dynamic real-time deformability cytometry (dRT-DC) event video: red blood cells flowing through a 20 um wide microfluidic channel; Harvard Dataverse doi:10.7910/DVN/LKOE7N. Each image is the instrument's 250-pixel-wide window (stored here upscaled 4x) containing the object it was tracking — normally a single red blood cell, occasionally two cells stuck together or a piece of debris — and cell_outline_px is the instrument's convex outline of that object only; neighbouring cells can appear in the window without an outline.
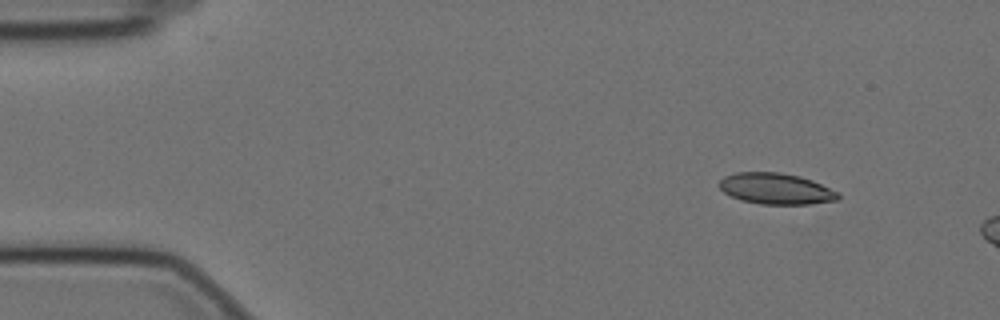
{"species": "Egyptian fruit bat (a non-hibernating species)", "species_latin": "Rousettus aegyptiacus", "temperature_condition": "cold", "stored_images_in_passage": 6, "camera_frame_rate_fps": 3000, "um_per_image_px": 0.085, "animal": {"sex": "female"}, "frame": {"image": 1, "passage_image": 1, "time_ms": 0.0, "image_size_px": [1000, 320], "cell_outline_px": [[840, 196], [836, 200], [808, 204], [760, 204], [740, 200], [724, 192], [720, 188], [720, 180], [724, 176], [736, 172], [780, 172], [800, 176], [812, 180], [840, 192]], "centroid_in_image_um": [65.97, 16.03], "position_along_channel_um": 19.0, "area_um2": 21.56}}